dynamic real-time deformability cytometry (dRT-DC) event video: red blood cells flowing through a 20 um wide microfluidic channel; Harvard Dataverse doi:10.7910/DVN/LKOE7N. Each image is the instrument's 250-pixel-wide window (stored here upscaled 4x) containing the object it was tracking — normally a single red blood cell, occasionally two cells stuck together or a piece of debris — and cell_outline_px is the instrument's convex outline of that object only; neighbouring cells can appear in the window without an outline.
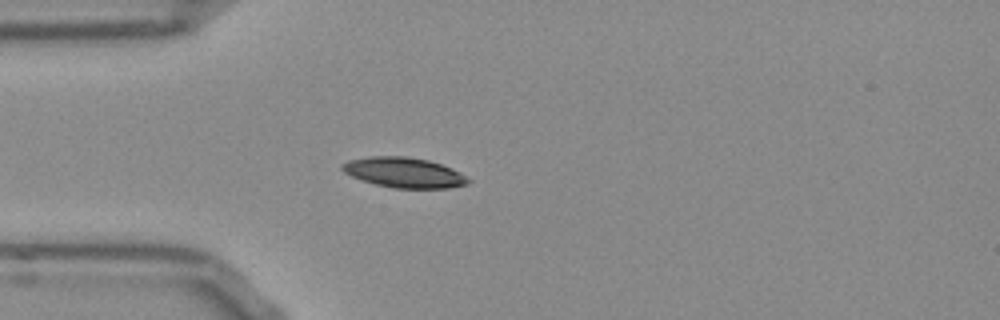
{"species": "Egyptian fruit bat (a non-hibernating species)", "species_latin": "Rousettus aegyptiacus", "temperature_condition": "room temperature", "stored_images_in_passage": 39, "camera_frame_rate_fps": 3000, "um_per_image_px": 0.085, "frame": {"image": 1, "passage_image": 1, "time_ms": 0.0, "image_size_px": [1000, 320], "cell_outline_px": [[472, 180], [468, 184], [448, 188], [392, 188], [360, 180], [344, 172], [340, 168], [340, 164], [348, 160], [368, 156], [408, 156], [428, 160], [440, 164]], "centroid_in_image_um": [34.27, 14.66], "position_along_channel_um": 50.7, "area_um2": 22.08}}
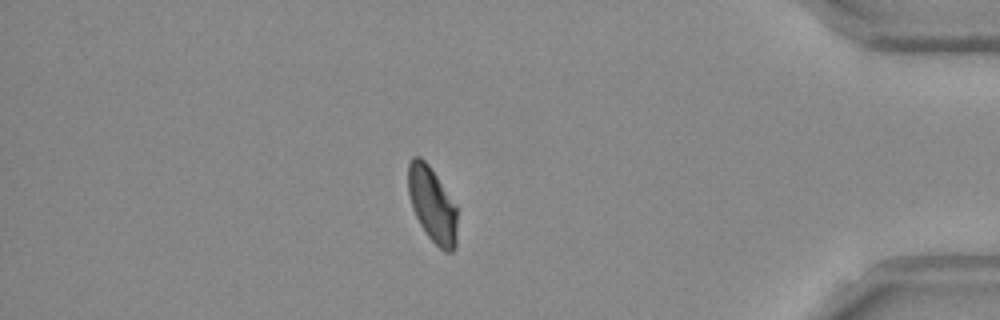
{"frame": {"image": 2, "passage_image": 32, "time_ms": 10.333, "image_size_px": [1000, 320], "cell_outline_px": [[456, 248], [452, 252], [444, 252], [428, 236], [420, 224], [412, 208], [408, 192], [408, 164], [412, 156], [420, 156], [428, 164], [456, 204]], "centroid_in_image_um": [36.74, 17.39], "position_along_channel_um": 398.5, "area_um2": 21.44}}
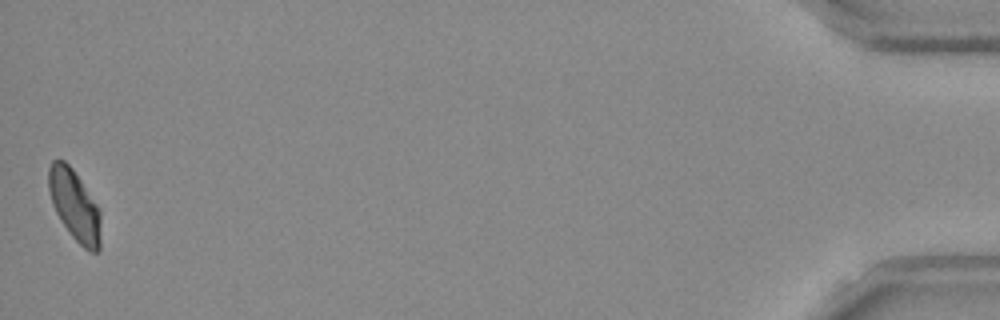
{"frame": {"image": 3, "passage_image": 39, "time_ms": 12.667, "image_size_px": [1000, 320], "cell_outline_px": [[100, 252], [88, 252], [72, 236], [60, 220], [52, 204], [48, 188], [48, 168], [52, 160], [64, 160], [72, 168], [100, 208]], "centroid_in_image_um": [6.34, 17.46], "position_along_channel_um": 428.9, "area_um2": 21.62}, "authors_computed_cell_mechanics": {"area_um2": 22.0796, "velocity_mm_per_s": 3.8336, "shape_relaxation_time_tau1_ms": 3.0309, "shape_relaxation_time_tau2_ms": 6.1082, "deformation_change_tau1": 0.1028, "deformation_change_tau2": 0.0812}}